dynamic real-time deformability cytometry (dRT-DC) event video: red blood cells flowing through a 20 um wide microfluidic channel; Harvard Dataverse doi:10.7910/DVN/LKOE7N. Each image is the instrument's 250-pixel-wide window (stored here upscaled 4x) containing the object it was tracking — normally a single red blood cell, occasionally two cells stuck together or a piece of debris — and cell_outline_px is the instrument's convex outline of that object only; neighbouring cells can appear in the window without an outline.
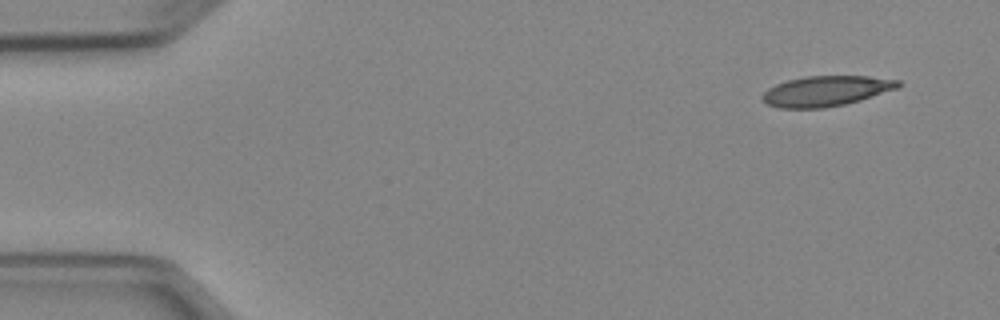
{"species": "Egyptian fruit bat (a non-hibernating species)", "species_latin": "Rousettus aegyptiacus", "temperature_condition": "cold", "stored_images_in_passage": 3, "camera_frame_rate_fps": 3000, "um_per_image_px": 0.085, "animal": {"sex": "female"}, "frame": {"image": 1, "passage_image": 1, "time_ms": 0.0, "image_size_px": [1000, 320], "cell_outline_px": [[904, 84], [896, 88], [860, 100], [844, 104], [824, 108], [780, 108], [768, 104], [760, 96], [768, 88], [776, 84], [788, 80], [808, 76], [868, 76], [900, 80]], "centroid_in_image_um": [70.22, 7.73], "position_along_channel_um": 14.8, "area_um2": 23.81}}
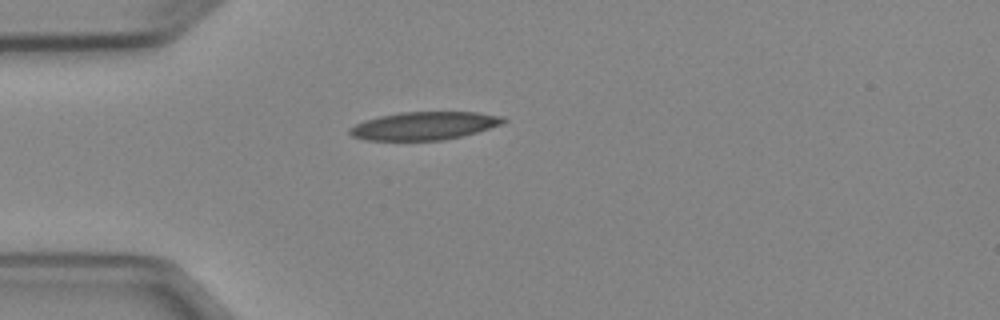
{"frame": {"image": 2, "passage_image": 3, "time_ms": 3.333, "image_size_px": [1000, 320], "cell_outline_px": [[508, 120], [500, 124], [476, 132], [444, 140], [364, 140], [352, 136], [348, 132], [348, 128], [364, 120], [380, 116], [400, 112], [476, 112], [504, 116]], "centroid_in_image_um": [36.03, 10.69], "position_along_channel_um": 49.0, "area_um2": 25.03}}